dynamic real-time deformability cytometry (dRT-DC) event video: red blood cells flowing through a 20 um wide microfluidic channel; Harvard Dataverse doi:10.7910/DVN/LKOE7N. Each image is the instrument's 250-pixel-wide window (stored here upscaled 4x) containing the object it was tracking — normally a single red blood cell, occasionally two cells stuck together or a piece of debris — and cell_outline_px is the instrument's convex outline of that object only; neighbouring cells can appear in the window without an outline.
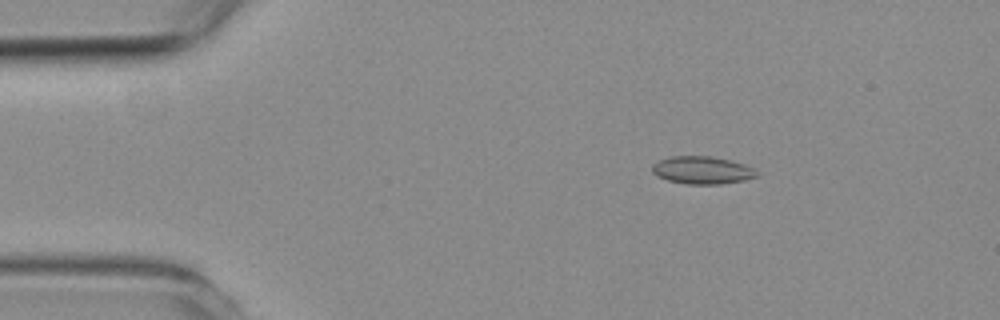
{"species": "common noctule bat (a hibernating species)", "species_latin": "Nyctalus noctula", "temperature_condition": "room temperature", "stored_images_in_passage": 2, "camera_frame_rate_fps": 3000, "um_per_image_px": 0.085, "animal": {"sex": "female", "body_mass_g": 19.3, "forearm_length_mm": 54.1}, "frame": {"image": 1, "passage_image": 1, "time_ms": 0.0, "image_size_px": [1000, 320], "cell_outline_px": [[760, 176], [744, 180], [720, 184], [684, 184], [668, 180], [656, 176], [652, 172], [652, 164], [660, 160], [672, 156], [712, 156], [732, 160], [744, 164], [760, 172]], "centroid_in_image_um": [59.71, 14.46], "position_along_channel_um": 25.3, "area_um2": 17.05}}